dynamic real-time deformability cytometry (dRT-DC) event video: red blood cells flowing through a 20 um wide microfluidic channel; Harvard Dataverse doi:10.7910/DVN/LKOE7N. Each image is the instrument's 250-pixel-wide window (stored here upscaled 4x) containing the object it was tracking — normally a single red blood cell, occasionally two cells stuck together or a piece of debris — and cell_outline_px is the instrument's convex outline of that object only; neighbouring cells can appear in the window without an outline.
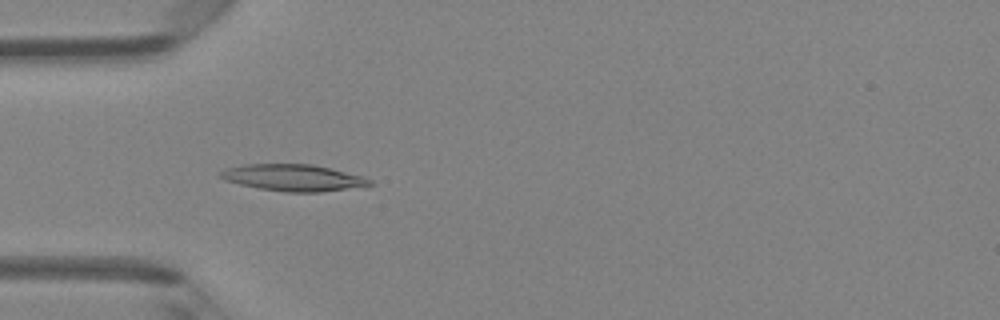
{"species": "Egyptian fruit bat (a non-hibernating species)", "species_latin": "Rousettus aegyptiacus", "temperature_condition": "room temperature", "stored_images_in_passage": 40, "camera_frame_rate_fps": 3000, "um_per_image_px": 0.085, "animal": {"sex": "female"}, "frame": {"image": 1, "passage_image": 7, "time_ms": 2.0, "image_size_px": [1000, 320], "cell_outline_px": [[372, 184], [320, 192], [284, 192], [260, 188], [240, 184], [224, 180], [216, 176], [216, 172], [224, 168], [244, 164], [312, 164], [360, 176], [372, 180]], "centroid_in_image_um": [24.77, 15.09], "position_along_channel_um": 60.2, "area_um2": 22.95}}
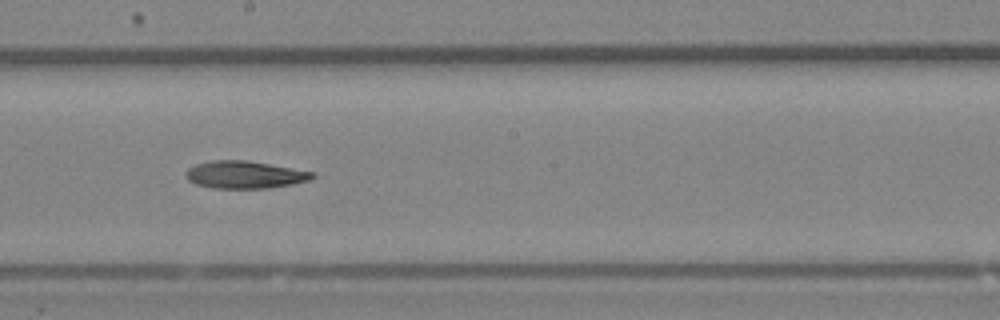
{"frame": {"image": 2, "passage_image": 19, "time_ms": 6.0, "image_size_px": [1000, 320], "cell_outline_px": [[316, 176], [308, 180], [292, 184], [268, 188], [212, 188], [196, 184], [188, 180], [184, 172], [188, 168], [196, 164], [212, 160], [248, 160], [316, 172]], "centroid_in_image_um": [20.8, 14.84], "position_along_channel_um": 227.4, "area_um2": 20.35}}
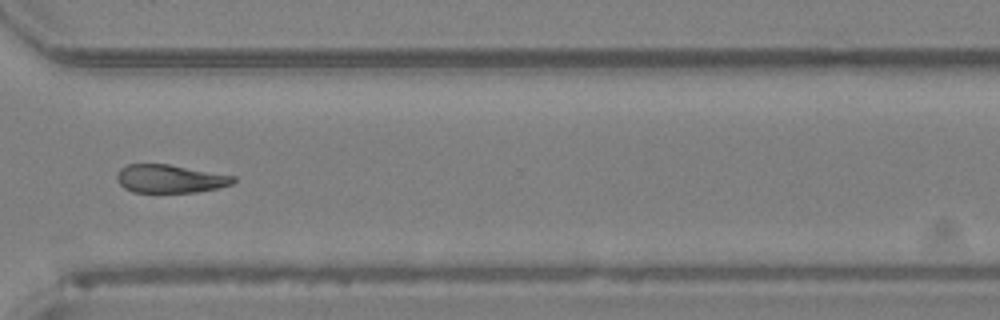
{"frame": {"image": 3, "passage_image": 28, "time_ms": 9.0, "image_size_px": [1000, 320], "cell_outline_px": [[236, 180], [232, 184], [216, 188], [196, 192], [132, 192], [124, 188], [116, 180], [116, 172], [120, 168], [128, 164], [168, 164], [236, 176]], "centroid_in_image_um": [14.42, 15.19], "position_along_channel_um": 356.2, "area_um2": 19.19}, "authors_computed_cell_mechanics": {"area_um2": 20.4034, "velocity_mm_per_s": 4.2721, "shape_relaxation_time_tau1_ms": 6.9764, "shape_relaxation_time_tau2_ms": 7.477, "deformation_change_tau1": 0.1711, "deformation_change_tau2": 0.1825}}